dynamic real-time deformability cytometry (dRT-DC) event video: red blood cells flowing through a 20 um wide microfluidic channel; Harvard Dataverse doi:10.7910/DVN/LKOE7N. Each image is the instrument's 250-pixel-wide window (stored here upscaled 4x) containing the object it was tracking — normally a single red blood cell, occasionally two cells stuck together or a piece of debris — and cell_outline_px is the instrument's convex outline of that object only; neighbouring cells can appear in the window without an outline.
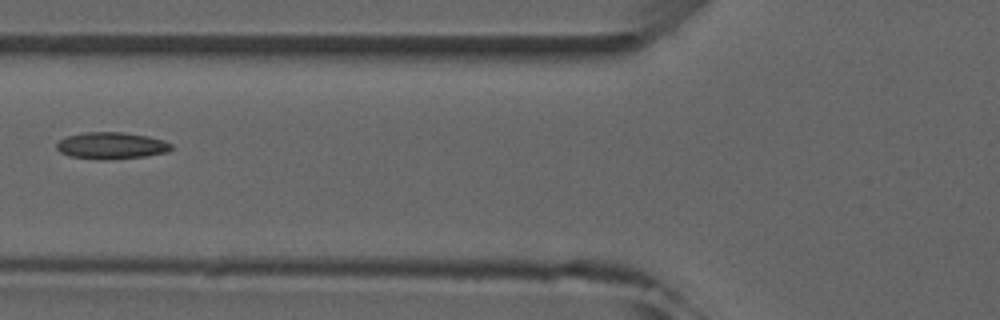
{"species": "common noctule bat (a hibernating species)", "species_latin": "Nyctalus noctula", "temperature_condition": "room temperature", "stored_images_in_passage": 6, "camera_frame_rate_fps": 3000, "um_per_image_px": 0.085, "animal": {"sex": "male", "forearm_length_mm": 52.5}, "frame": {"image": 1, "passage_image": 6, "time_ms": 5.667, "image_size_px": [1000, 320], "cell_outline_px": [[172, 148], [168, 152], [144, 156], [104, 160], [96, 160], [68, 156], [60, 152], [56, 148], [56, 144], [60, 140], [68, 136], [84, 132], [120, 132], [148, 136], [164, 140], [172, 144]], "centroid_in_image_um": [9.45, 12.38], "position_along_channel_um": 116.3, "area_um2": 17.98}}